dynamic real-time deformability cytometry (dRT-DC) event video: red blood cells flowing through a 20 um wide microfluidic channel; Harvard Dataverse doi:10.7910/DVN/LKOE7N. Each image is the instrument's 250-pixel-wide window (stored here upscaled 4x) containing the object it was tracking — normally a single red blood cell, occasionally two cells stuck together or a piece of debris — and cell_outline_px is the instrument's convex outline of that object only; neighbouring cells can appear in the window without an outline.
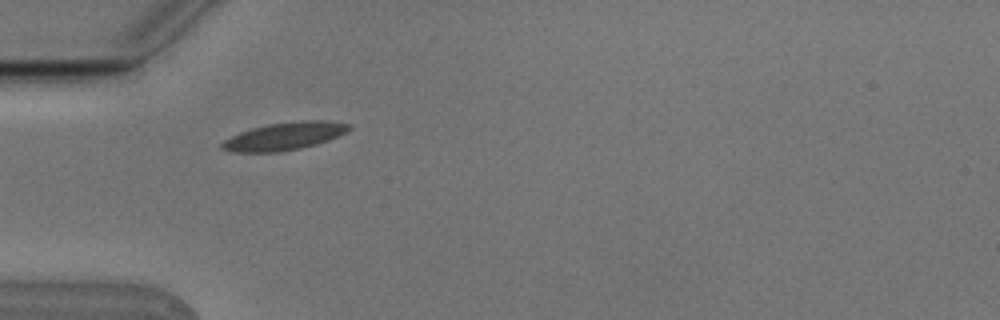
{"species": "Egyptian fruit bat (a non-hibernating species)", "species_latin": "Rousettus aegyptiacus", "temperature_condition": "cold", "stored_images_in_passage": 2, "camera_frame_rate_fps": 3000, "um_per_image_px": 0.085, "animal": {"sex": "male"}, "frame": {"image": 1, "passage_image": 2, "time_ms": 0.333, "image_size_px": [1000, 320], "cell_outline_px": [[352, 128], [328, 140], [316, 144], [300, 148], [280, 152], [228, 152], [220, 148], [220, 144], [224, 140], [240, 132], [252, 128], [268, 124], [300, 120], [320, 120], [352, 124]], "centroid_in_image_um": [24.14, 11.58], "position_along_channel_um": 60.9, "area_um2": 20.46}}